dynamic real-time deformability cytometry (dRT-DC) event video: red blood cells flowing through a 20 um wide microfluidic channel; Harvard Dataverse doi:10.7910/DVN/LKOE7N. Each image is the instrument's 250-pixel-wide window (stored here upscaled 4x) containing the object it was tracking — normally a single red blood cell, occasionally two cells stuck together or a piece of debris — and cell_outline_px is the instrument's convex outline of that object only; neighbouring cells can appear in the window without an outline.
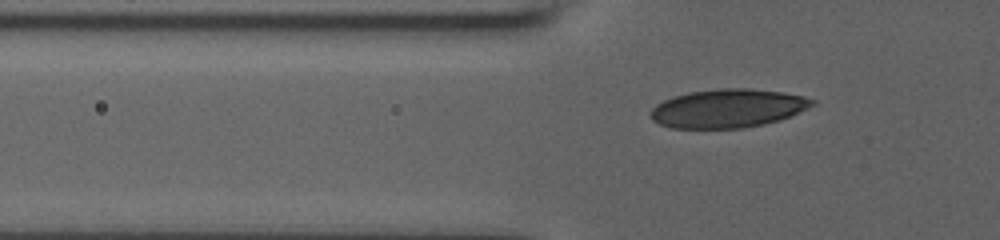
{"species": "human", "species_latin": "Homo sapiens", "temperature_condition": "room temperature", "stored_images_in_passage": 38, "camera_frame_rate_fps": 3000, "um_per_image_px": 0.085, "donor": {"sex": "male"}, "frame": {"image": 1, "passage_image": 5, "time_ms": 1.333, "image_size_px": [1000, 240], "cell_outline_px": [[816, 104], [780, 120], [764, 124], [744, 128], [672, 128], [660, 124], [652, 120], [652, 108], [656, 104], [672, 96], [688, 92], [720, 88], [752, 88], [784, 92], [804, 96], [816, 100]], "centroid_in_image_um": [61.89, 9.2], "position_along_channel_um": 63.9, "area_um2": 36.47}}
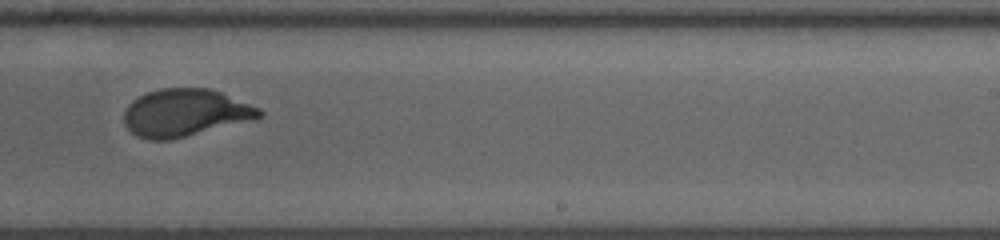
{"frame": {"image": 2, "passage_image": 22, "time_ms": 7.0, "image_size_px": [1000, 240], "cell_outline_px": [[264, 112], [260, 116], [172, 140], [148, 140], [136, 136], [124, 124], [124, 112], [128, 104], [132, 100], [148, 92], [160, 88], [212, 88], [260, 108]], "centroid_in_image_um": [15.67, 9.57], "position_along_channel_um": 273.3, "area_um2": 36.99}}
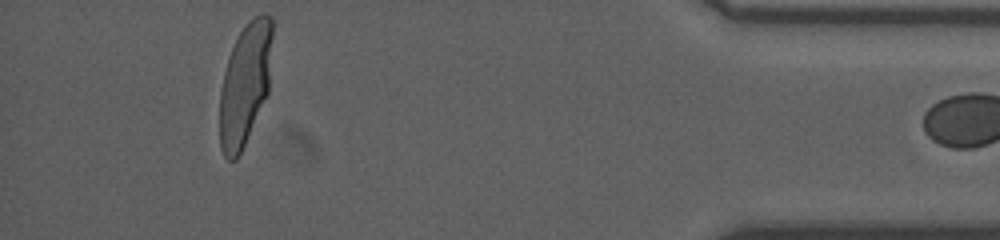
{"frame": {"image": 3, "passage_image": 37, "time_ms": 12.0, "image_size_px": [1000, 240], "cell_outline_px": [[272, 36], [268, 92], [244, 144], [236, 160], [228, 160], [224, 156], [220, 148], [220, 92], [224, 72], [228, 56], [240, 32], [248, 20], [260, 12], [268, 12], [272, 16]], "centroid_in_image_um": [20.83, 7.09], "position_along_channel_um": 414.4, "area_um2": 37.28}}